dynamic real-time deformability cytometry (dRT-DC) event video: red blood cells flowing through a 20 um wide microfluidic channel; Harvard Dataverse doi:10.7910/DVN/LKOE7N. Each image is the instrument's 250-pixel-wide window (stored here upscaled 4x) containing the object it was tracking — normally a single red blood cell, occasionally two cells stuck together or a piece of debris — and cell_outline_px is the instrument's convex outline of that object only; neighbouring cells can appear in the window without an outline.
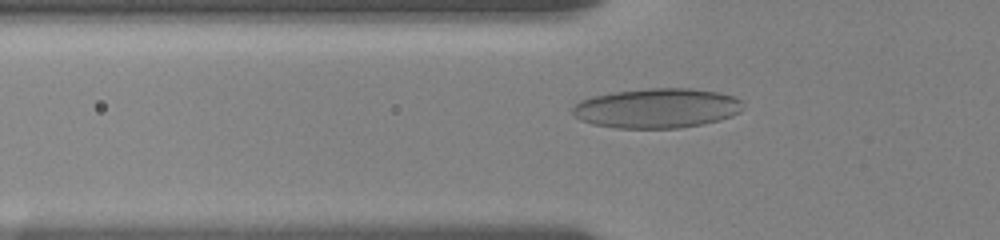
{"species": "human", "species_latin": "Homo sapiens", "temperature_condition": "room temperature", "stored_images_in_passage": 42, "camera_frame_rate_fps": 3000, "um_per_image_px": 0.085, "donor": {"sex": "female"}, "frame": {"image": 1, "passage_image": 6, "time_ms": 1.667, "image_size_px": [1000, 240], "cell_outline_px": [[740, 112], [732, 116], [720, 120], [704, 124], [680, 128], [616, 128], [592, 124], [580, 120], [572, 112], [572, 108], [580, 100], [592, 96], [616, 92], [648, 88], [692, 88], [720, 92], [736, 96], [740, 100]], "centroid_in_image_um": [55.85, 9.2], "position_along_channel_um": 70.0, "area_um2": 39.59}}
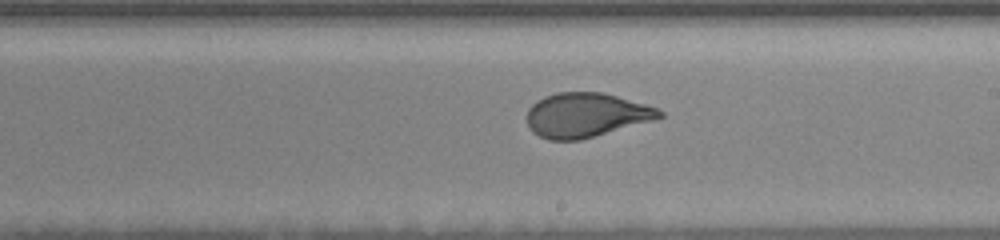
{"frame": {"image": 2, "passage_image": 20, "time_ms": 6.333, "image_size_px": [1000, 240], "cell_outline_px": [[664, 116], [652, 120], [580, 140], [548, 140], [532, 132], [528, 128], [528, 108], [536, 100], [544, 96], [556, 92], [604, 92], [644, 104], [656, 108], [664, 112]], "centroid_in_image_um": [49.77, 9.77], "position_along_channel_um": 239.2, "area_um2": 34.1}}
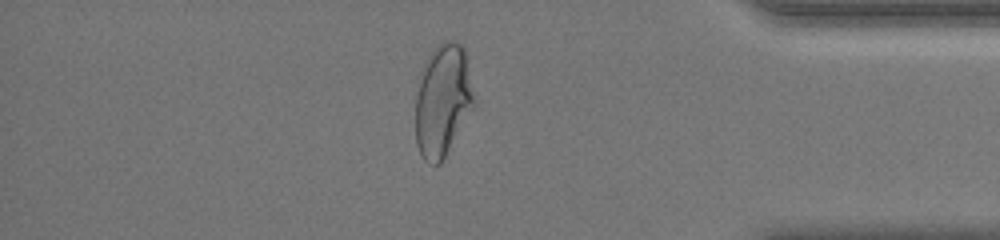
{"frame": {"image": 3, "passage_image": 35, "time_ms": 11.333, "image_size_px": [1000, 240], "cell_outline_px": [[476, 104], [440, 164], [436, 164], [424, 160], [416, 144], [416, 96], [428, 56], [444, 40], [456, 40], [464, 48], [476, 100]], "centroid_in_image_um": [37.67, 8.54], "position_along_channel_um": 397.5, "area_um2": 37.86}}